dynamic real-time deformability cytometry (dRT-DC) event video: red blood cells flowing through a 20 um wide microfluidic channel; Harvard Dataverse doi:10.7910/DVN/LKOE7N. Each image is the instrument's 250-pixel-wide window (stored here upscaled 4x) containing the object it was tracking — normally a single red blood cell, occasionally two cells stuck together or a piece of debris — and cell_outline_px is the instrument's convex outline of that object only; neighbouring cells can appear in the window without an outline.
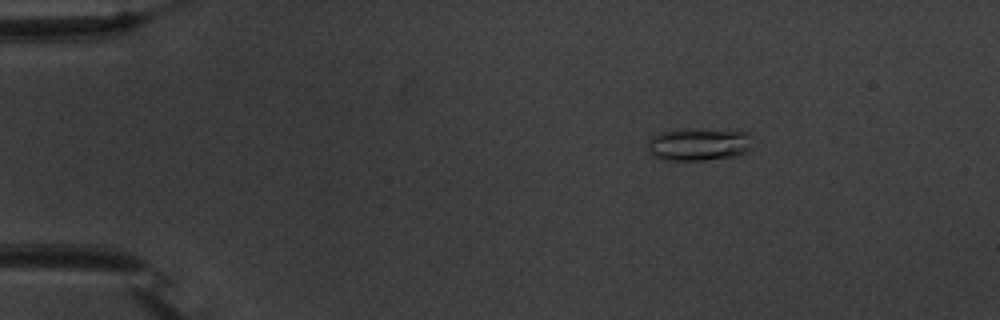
{"species": "common noctule bat (a hibernating species)", "species_latin": "Nyctalus noctula", "temperature_condition": "warm", "stored_images_in_passage": 55, "camera_frame_rate_fps": 3000, "um_per_image_px": 0.085, "animal": {"sex": "male", "body_mass_g": 20.1, "forearm_length_mm": 53.5}, "frame": {"image": 1, "passage_image": 9, "time_ms": 2.667, "image_size_px": [1000, 320], "cell_outline_px": [[748, 148], [744, 152], [736, 156], [704, 160], [664, 160], [652, 156], [648, 148], [648, 140], [652, 136], [664, 132], [748, 132]], "centroid_in_image_um": [59.3, 12.35], "position_along_channel_um": 25.7, "area_um2": 18.38}}
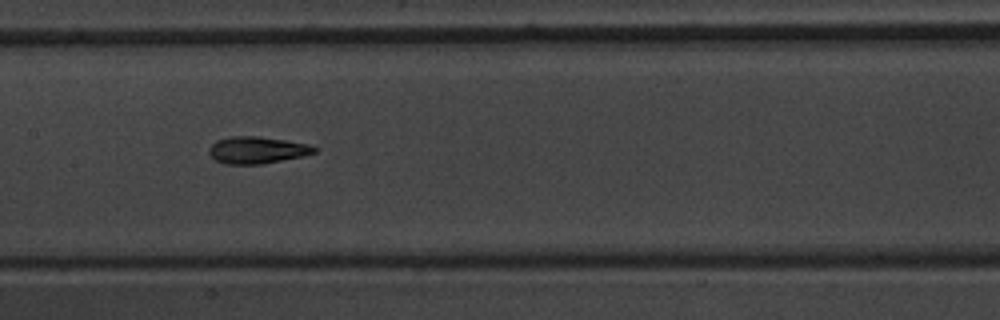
{"frame": {"image": 2, "passage_image": 28, "time_ms": 9.0, "image_size_px": [1000, 320], "cell_outline_px": [[320, 148], [316, 152], [304, 156], [260, 164], [228, 164], [216, 160], [208, 152], [208, 148], [216, 140], [232, 136], [260, 136], [308, 144]], "centroid_in_image_um": [21.87, 12.75], "position_along_channel_um": 185.5, "area_um2": 16.53}}
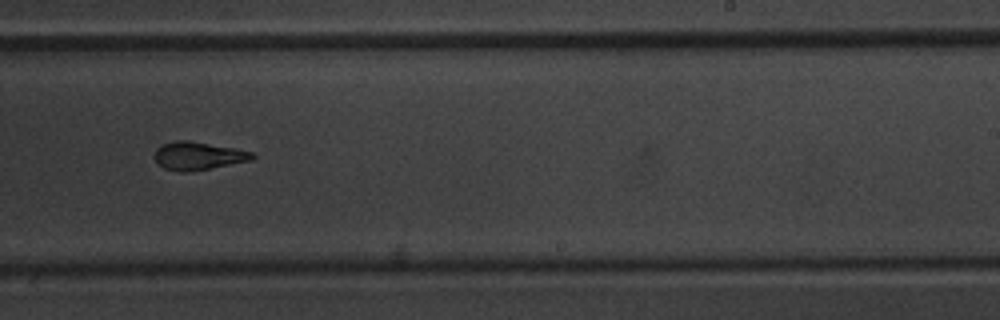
{"frame": {"image": 3, "passage_image": 35, "time_ms": 11.333, "image_size_px": [1000, 320], "cell_outline_px": [[256, 156], [252, 160], [188, 172], [180, 172], [164, 168], [156, 160], [156, 148], [160, 144], [172, 140], [188, 140], [232, 148], [252, 152]], "centroid_in_image_um": [16.81, 13.24], "position_along_channel_um": 272.2, "area_um2": 15.78}, "authors_computed_cell_mechanics": {"area_um2": 16.5886, "velocity_mm_per_s": 3.7295, "shape_relaxation_time_tau1_ms": 4.6298, "shape_relaxation_time_tau2_ms": 2.3076, "deformation_change_tau1": 0.1543, "deformation_change_tau2": 0.105}}